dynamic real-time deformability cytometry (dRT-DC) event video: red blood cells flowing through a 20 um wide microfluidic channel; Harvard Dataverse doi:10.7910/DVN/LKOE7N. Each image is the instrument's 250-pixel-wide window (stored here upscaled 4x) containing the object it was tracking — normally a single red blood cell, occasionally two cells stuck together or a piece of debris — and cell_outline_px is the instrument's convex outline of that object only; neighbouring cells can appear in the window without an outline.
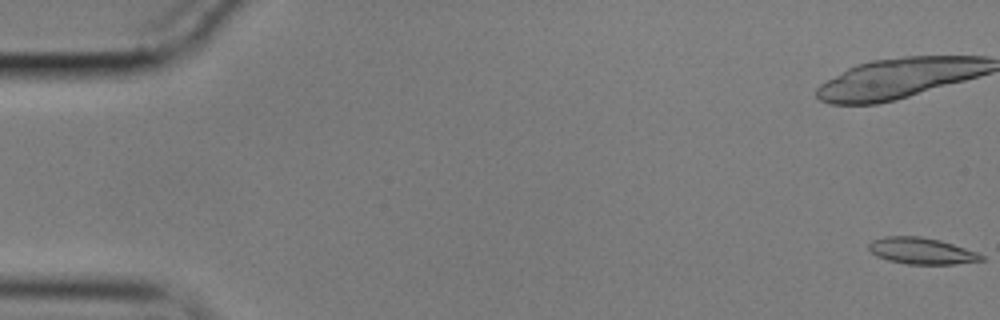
{"species": "common noctule bat (a hibernating species)", "species_latin": "Nyctalus noctula", "temperature_condition": "cold", "stored_images_in_passage": 55, "camera_frame_rate_fps": 3000, "um_per_image_px": 0.085, "animal": {"sex": "male", "body_mass_g": 17.9}, "frame": {"image": 1, "passage_image": 1, "time_ms": 0.0, "image_size_px": [1000, 320], "cell_outline_px": [[984, 260], [952, 264], [908, 264], [888, 260], [876, 256], [868, 248], [868, 244], [872, 240], [884, 236], [920, 236], [940, 240], [976, 252], [984, 256]], "centroid_in_image_um": [78.29, 21.32], "position_along_channel_um": 6.7, "area_um2": 17.22}}